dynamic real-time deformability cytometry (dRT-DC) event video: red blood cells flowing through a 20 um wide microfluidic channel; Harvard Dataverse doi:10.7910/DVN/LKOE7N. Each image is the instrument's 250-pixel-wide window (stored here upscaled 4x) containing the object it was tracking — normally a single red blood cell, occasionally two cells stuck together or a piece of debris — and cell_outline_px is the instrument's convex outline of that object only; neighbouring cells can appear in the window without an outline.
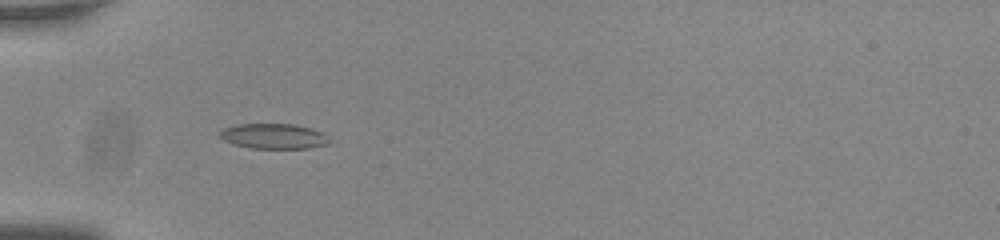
{"species": "common noctule bat (a hibernating species)", "species_latin": "Nyctalus noctula", "temperature_condition": "room temperature", "stored_images_in_passage": 38, "camera_frame_rate_fps": 3000, "um_per_image_px": 0.085, "animal": {"sex": "male", "body_mass_g": 20.0, "forearm_length_mm": 53.3}, "frame": {"image": 1, "passage_image": 5, "time_ms": 1.333, "image_size_px": [1000, 240], "cell_outline_px": [[328, 144], [308, 148], [252, 148], [232, 144], [224, 140], [220, 136], [220, 132], [224, 128], [236, 124], [296, 124], [324, 132], [328, 136]], "centroid_in_image_um": [23.27, 11.57], "position_along_channel_um": 61.7, "area_um2": 16.07}}
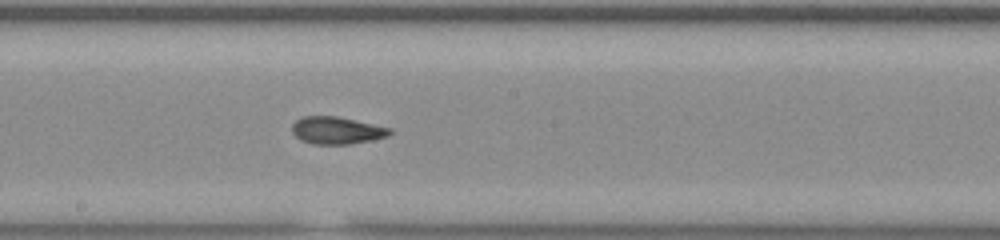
{"frame": {"image": 2, "passage_image": 18, "time_ms": 5.667, "image_size_px": [1000, 240], "cell_outline_px": [[392, 132], [388, 136], [372, 140], [352, 144], [312, 144], [300, 140], [292, 132], [292, 124], [296, 120], [304, 116], [336, 116], [392, 128]], "centroid_in_image_um": [28.62, 11.09], "position_along_channel_um": 219.6, "area_um2": 15.61}}
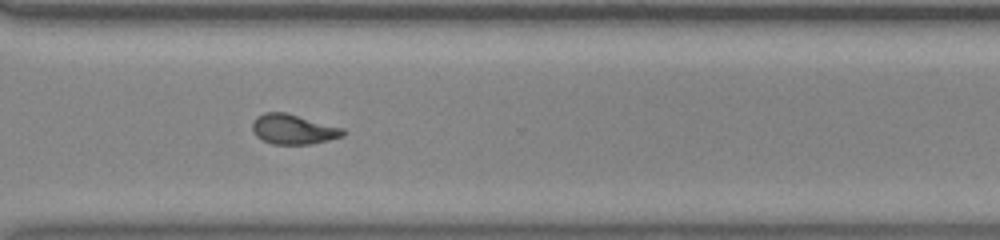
{"frame": {"image": 3, "passage_image": 28, "time_ms": 9.0, "image_size_px": [1000, 240], "cell_outline_px": [[348, 132], [344, 136], [312, 144], [272, 144], [256, 136], [252, 128], [252, 120], [256, 116], [264, 112], [284, 112], [344, 128]], "centroid_in_image_um": [24.94, 10.98], "position_along_channel_um": 345.7, "area_um2": 15.9}, "authors_computed_cell_mechanics": {"area_um2": 15.8372, "velocity_mm_per_s": 3.7917, "shape_relaxation_time_tau1_ms": null, "shape_relaxation_time_tau2_ms": 1.9959, "deformation_change_tau1": null, "deformation_change_tau2": 0.0928}}